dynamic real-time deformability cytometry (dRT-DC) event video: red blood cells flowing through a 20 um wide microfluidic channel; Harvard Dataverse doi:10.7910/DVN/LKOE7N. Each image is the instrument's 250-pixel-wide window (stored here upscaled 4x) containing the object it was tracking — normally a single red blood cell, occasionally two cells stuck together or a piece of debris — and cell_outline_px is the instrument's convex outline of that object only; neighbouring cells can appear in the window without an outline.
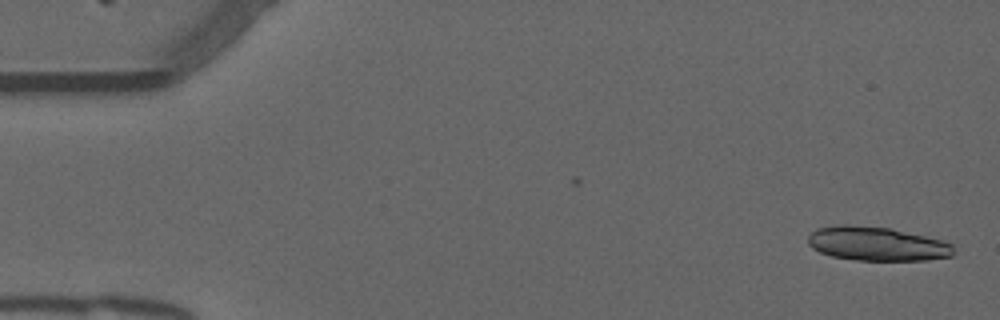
{"species": "common noctule bat (a hibernating species)", "species_latin": "Nyctalus noctula", "temperature_condition": "warm", "stored_images_in_passage": 7, "camera_frame_rate_fps": 3000, "um_per_image_px": 0.085, "animal": {"sex": "male", "forearm_length_mm": 52.5}, "frame": {"image": 1, "passage_image": 1, "time_ms": 0.0, "image_size_px": [1000, 320], "cell_outline_px": [[952, 256], [928, 260], [860, 260], [832, 256], [820, 252], [812, 248], [808, 244], [808, 236], [816, 228], [840, 224], [848, 224], [888, 228], [944, 240], [952, 244]], "centroid_in_image_um": [74.51, 20.72], "position_along_channel_um": 10.5, "area_um2": 28.73}}